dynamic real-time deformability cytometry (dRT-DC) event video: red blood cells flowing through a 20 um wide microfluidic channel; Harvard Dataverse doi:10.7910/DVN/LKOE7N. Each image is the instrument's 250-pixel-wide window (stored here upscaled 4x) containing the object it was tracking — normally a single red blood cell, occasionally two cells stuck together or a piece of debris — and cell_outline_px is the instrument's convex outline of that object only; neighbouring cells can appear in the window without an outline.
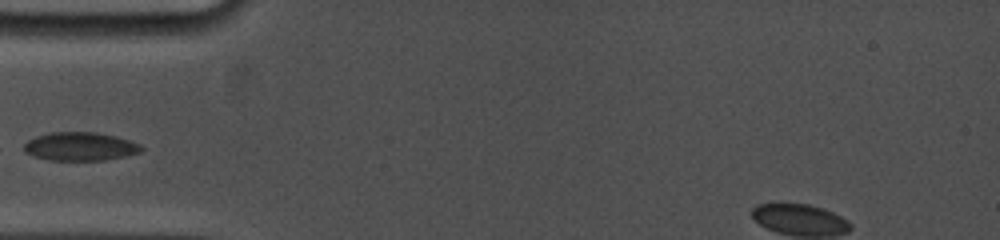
{"species": "common noctule bat (a hibernating species)", "species_latin": "Nyctalus noctula", "temperature_condition": "cold", "stored_images_in_passage": 12, "camera_frame_rate_fps": 5000, "um_per_image_px": 0.085, "animal": {"sex": "female", "body_mass_g": 19.0, "forearm_length_mm": 53.3}, "frame": {"image": 1, "passage_image": 1, "time_ms": 0.0, "image_size_px": [1000, 240], "cell_outline_px": [[144, 148], [140, 152], [124, 156], [104, 160], [48, 160], [24, 152], [24, 144], [28, 140], [36, 136], [52, 132], [96, 132], [116, 136], [140, 144]], "centroid_in_image_um": [6.81, 12.44], "position_along_channel_um": 78.2, "area_um2": 19.36}}
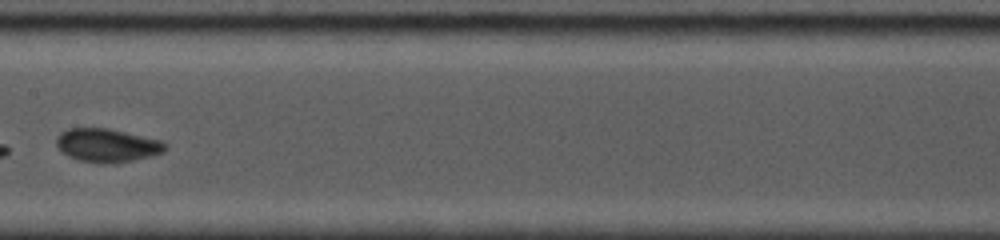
{"frame": {"image": 2, "passage_image": 7, "time_ms": 3.2, "image_size_px": [1000, 240], "cell_outline_px": [[168, 148], [164, 152], [132, 160], [104, 164], [100, 164], [80, 160], [68, 156], [60, 152], [56, 144], [56, 136], [60, 132], [68, 128], [108, 128], [160, 140], [168, 144]], "centroid_in_image_um": [9.07, 12.35], "position_along_channel_um": 198.3, "area_um2": 21.27}}
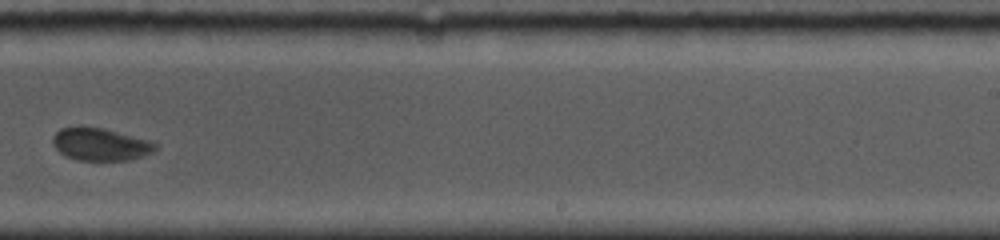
{"frame": {"image": 3, "passage_image": 11, "time_ms": 5.4, "image_size_px": [1000, 240], "cell_outline_px": [[156, 148], [152, 152], [128, 160], [76, 160], [60, 152], [52, 144], [52, 136], [60, 128], [104, 128], [152, 140], [156, 144]], "centroid_in_image_um": [8.55, 12.27], "position_along_channel_um": 280.5, "area_um2": 19.19}}